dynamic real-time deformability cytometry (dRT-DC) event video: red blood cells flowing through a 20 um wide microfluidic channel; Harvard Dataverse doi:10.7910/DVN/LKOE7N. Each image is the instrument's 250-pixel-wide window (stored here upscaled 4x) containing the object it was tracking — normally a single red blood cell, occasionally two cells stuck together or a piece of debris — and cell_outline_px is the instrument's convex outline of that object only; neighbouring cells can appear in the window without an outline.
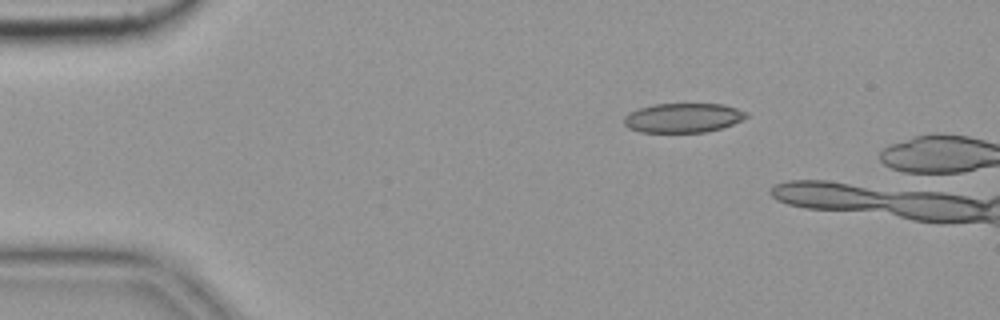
{"species": "common noctule bat (a hibernating species)", "species_latin": "Nyctalus noctula", "temperature_condition": "cold", "stored_images_in_passage": 4, "camera_frame_rate_fps": 3000, "um_per_image_px": 0.085, "animal": {"sex": "female", "body_mass_g": 19.9}, "frame": {"image": 1, "passage_image": 2, "time_ms": 0.333, "image_size_px": [1000, 320], "cell_outline_px": [[748, 116], [732, 124], [720, 128], [704, 132], [640, 132], [628, 128], [624, 124], [624, 116], [640, 108], [652, 104], [724, 104], [748, 112]], "centroid_in_image_um": [58.05, 10.01], "position_along_channel_um": 26.9, "area_um2": 20.81}}